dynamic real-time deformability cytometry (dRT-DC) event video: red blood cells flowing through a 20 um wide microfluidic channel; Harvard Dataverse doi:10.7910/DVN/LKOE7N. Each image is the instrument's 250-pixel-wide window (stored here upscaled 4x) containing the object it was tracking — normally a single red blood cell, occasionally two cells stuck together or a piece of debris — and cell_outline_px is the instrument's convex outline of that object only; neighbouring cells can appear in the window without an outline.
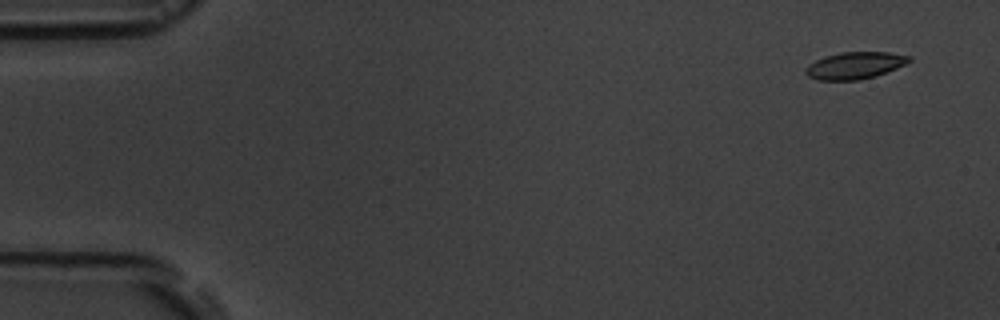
{"species": "common noctule bat (a hibernating species)", "species_latin": "Nyctalus noctula", "temperature_condition": "room temperature", "stored_images_in_passage": 5, "camera_frame_rate_fps": 3000, "um_per_image_px": 0.085, "animal": {"sex": "male", "body_mass_g": 19.5, "forearm_length_mm": 54.6}, "frame": {"image": 1, "passage_image": 1, "time_ms": 0.0, "image_size_px": [1000, 320], "cell_outline_px": [[912, 60], [896, 68], [872, 76], [856, 80], [816, 80], [808, 76], [804, 72], [804, 68], [808, 64], [824, 56], [840, 52], [888, 52], [912, 56]], "centroid_in_image_um": [72.61, 5.55], "position_along_channel_um": 12.4, "area_um2": 16.18}}
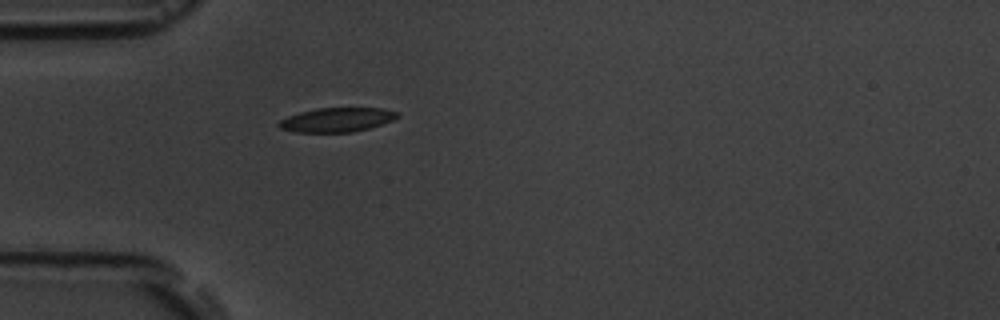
{"frame": {"image": 2, "passage_image": 5, "time_ms": 4.333, "image_size_px": [1000, 320], "cell_outline_px": [[400, 116], [392, 120], [368, 128], [352, 132], [296, 132], [280, 128], [276, 124], [280, 120], [288, 116], [300, 112], [316, 108], [384, 108], [396, 112]], "centroid_in_image_um": [28.6, 10.18], "position_along_channel_um": 56.4, "area_um2": 16.59}}